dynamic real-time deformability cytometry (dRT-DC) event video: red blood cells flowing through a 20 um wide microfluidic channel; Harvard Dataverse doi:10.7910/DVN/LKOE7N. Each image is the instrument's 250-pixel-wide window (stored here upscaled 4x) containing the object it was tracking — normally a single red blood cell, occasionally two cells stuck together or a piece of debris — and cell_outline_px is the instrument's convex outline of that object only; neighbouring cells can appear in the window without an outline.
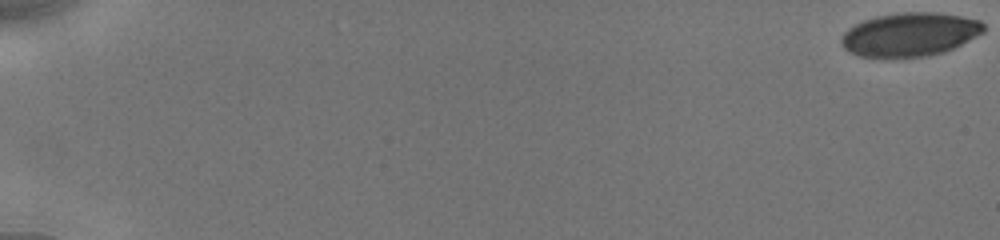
{"species": "human", "species_latin": "Homo sapiens", "temperature_condition": "cold", "stored_images_in_passage": 18, "camera_frame_rate_fps": 3000, "um_per_image_px": 0.085, "donor": {"sex": "male"}, "frame": {"image": 1, "passage_image": 1, "time_ms": 0.0, "image_size_px": [1000, 240], "cell_outline_px": [[984, 32], [944, 52], [928, 56], [892, 60], [888, 60], [860, 56], [848, 52], [840, 44], [840, 40], [844, 32], [848, 28], [864, 20], [876, 16], [904, 12], [936, 12], [960, 16], [980, 20], [984, 24]], "centroid_in_image_um": [77.28, 2.97], "position_along_channel_um": 7.7, "area_um2": 36.88}}
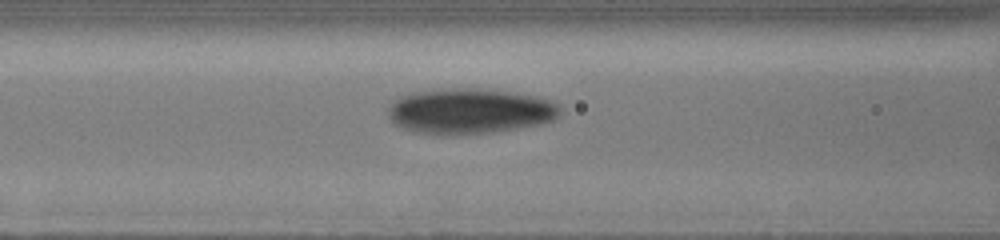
{"frame": {"image": 2, "passage_image": 16, "time_ms": 8.333, "image_size_px": [1000, 240], "cell_outline_px": [[560, 112], [556, 120], [544, 124], [492, 132], [444, 136], [412, 132], [396, 124], [388, 116], [388, 108], [400, 96], [412, 92], [448, 88], [476, 88], [508, 92], [536, 96], [560, 104]], "centroid_in_image_um": [39.94, 9.46], "position_along_channel_um": 126.7, "area_um2": 45.84}}
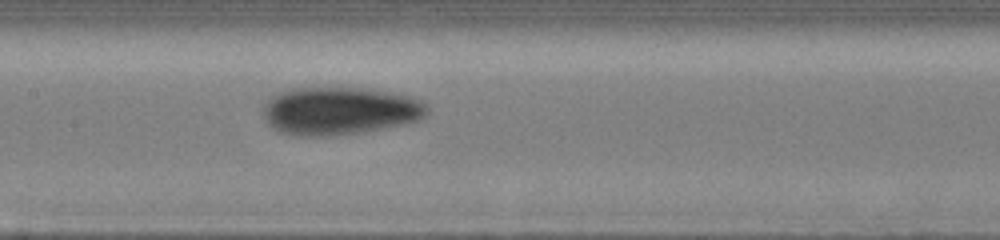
{"frame": {"image": 3, "passage_image": 18, "time_ms": 9.667, "image_size_px": [1000, 240], "cell_outline_px": [[428, 112], [420, 120], [404, 124], [364, 132], [328, 136], [292, 136], [280, 132], [272, 128], [264, 120], [260, 108], [272, 96], [280, 92], [292, 88], [364, 88], [392, 92], [408, 96], [420, 100], [428, 104]], "centroid_in_image_um": [28.84, 9.43], "position_along_channel_um": 178.6, "area_um2": 46.3}}